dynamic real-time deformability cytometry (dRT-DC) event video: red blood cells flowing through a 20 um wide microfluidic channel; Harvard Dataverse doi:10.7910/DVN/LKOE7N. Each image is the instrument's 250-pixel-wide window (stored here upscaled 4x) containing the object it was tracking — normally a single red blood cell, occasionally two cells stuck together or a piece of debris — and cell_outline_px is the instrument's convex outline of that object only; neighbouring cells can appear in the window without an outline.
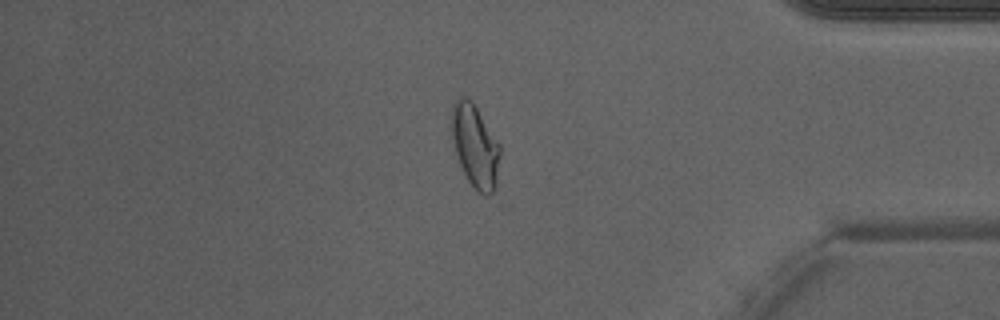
{"species": "Egyptian fruit bat (a non-hibernating species)", "species_latin": "Rousettus aegyptiacus", "temperature_condition": "warm", "stored_images_in_passage": 48, "camera_frame_rate_fps": 3000, "um_per_image_px": 0.085, "animal": {"sex": "male"}, "frame": {"image": 1, "passage_image": 41, "time_ms": 13.333, "image_size_px": [1000, 320], "cell_outline_px": [[500, 152], [496, 196], [484, 196], [464, 176], [460, 168], [452, 136], [452, 108], [456, 100], [460, 96], [464, 96], [472, 100], [500, 144]], "centroid_in_image_um": [40.42, 12.47], "position_along_channel_um": 394.8, "area_um2": 23.7}, "authors_computed_cell_mechanics": {"area_um2": 24.2182, "velocity_mm_per_s": 4.2659, "shape_relaxation_time_tau1_ms": null, "shape_relaxation_time_tau2_ms": 1.0041, "deformation_change_tau1": null, "deformation_change_tau2": 0.0782}}